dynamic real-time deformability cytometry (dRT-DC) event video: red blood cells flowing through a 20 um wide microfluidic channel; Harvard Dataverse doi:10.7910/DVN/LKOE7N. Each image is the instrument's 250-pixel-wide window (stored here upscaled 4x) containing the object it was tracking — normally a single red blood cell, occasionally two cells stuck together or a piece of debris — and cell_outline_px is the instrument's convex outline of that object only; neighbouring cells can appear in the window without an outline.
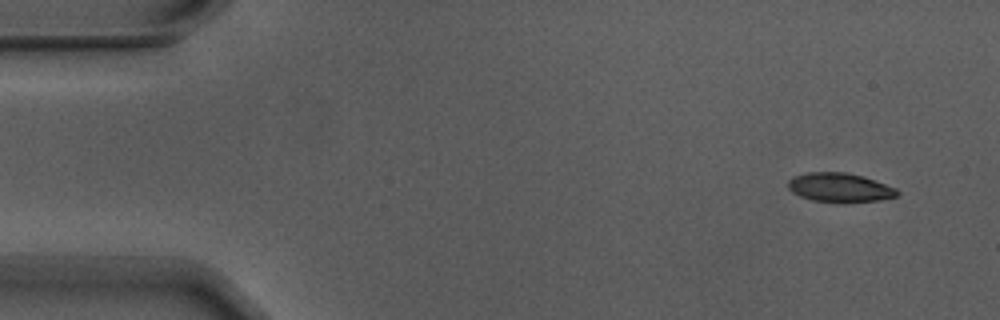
{"species": "Egyptian fruit bat (a non-hibernating species)", "species_latin": "Rousettus aegyptiacus", "temperature_condition": "warm", "stored_images_in_passage": 4, "camera_frame_rate_fps": 3000, "um_per_image_px": 0.085, "animal": {"sex": "male"}, "frame": {"image": 1, "passage_image": 1, "time_ms": 0.0, "image_size_px": [1000, 320], "cell_outline_px": [[900, 192], [896, 196], [880, 200], [812, 200], [800, 196], [792, 192], [788, 188], [788, 180], [792, 176], [808, 172], [844, 172], [864, 176], [896, 188]], "centroid_in_image_um": [71.35, 15.89], "position_along_channel_um": 13.7, "area_um2": 17.92}}
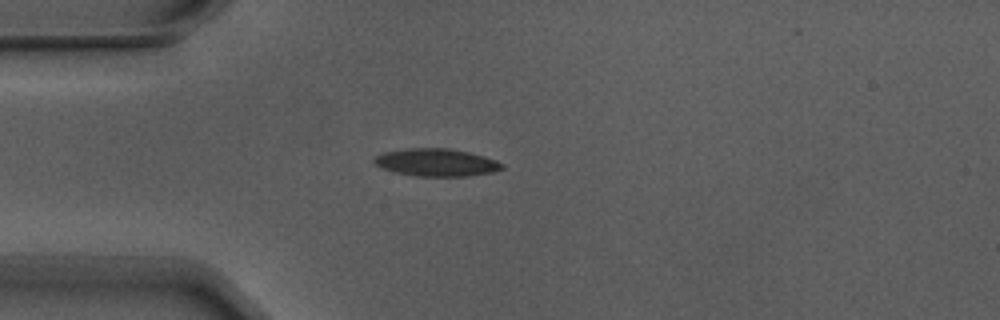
{"frame": {"image": 2, "passage_image": 4, "time_ms": 1.0, "image_size_px": [1000, 320], "cell_outline_px": [[504, 168], [492, 172], [468, 176], [416, 176], [396, 172], [384, 168], [376, 164], [372, 160], [376, 156], [384, 152], [412, 148], [448, 148], [468, 152], [484, 156], [496, 160], [504, 164]], "centroid_in_image_um": [37.13, 13.81], "position_along_channel_um": 47.9, "area_um2": 20.35}}